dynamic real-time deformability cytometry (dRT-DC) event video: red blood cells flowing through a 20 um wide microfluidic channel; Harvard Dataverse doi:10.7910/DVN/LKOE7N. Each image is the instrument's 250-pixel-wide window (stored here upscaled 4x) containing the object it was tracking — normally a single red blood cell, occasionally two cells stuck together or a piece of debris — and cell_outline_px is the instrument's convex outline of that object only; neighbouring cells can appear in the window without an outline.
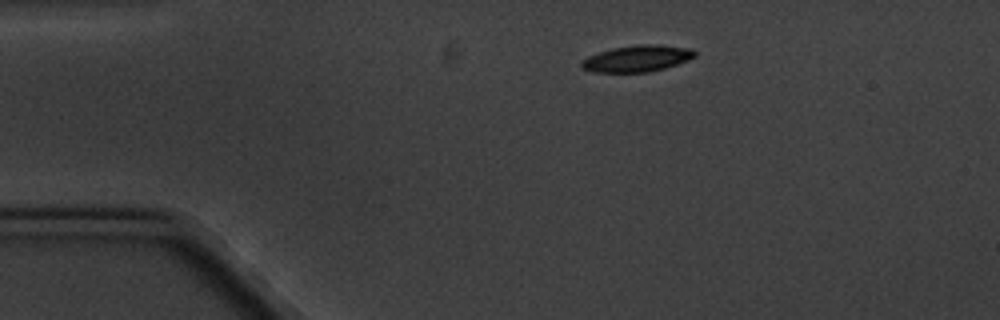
{"species": "common noctule bat (a hibernating species)", "species_latin": "Nyctalus noctula", "temperature_condition": "cold", "stored_images_in_passage": 4, "camera_frame_rate_fps": 3000, "um_per_image_px": 0.085, "animal": {"sex": "male", "body_mass_g": 20.1, "forearm_length_mm": 53.5}, "frame": {"image": 1, "passage_image": 1, "time_ms": 0.0, "image_size_px": [1000, 320], "cell_outline_px": [[696, 56], [688, 60], [664, 68], [648, 72], [592, 72], [580, 68], [580, 60], [588, 56], [612, 48], [640, 44], [656, 44], [692, 48], [696, 52]], "centroid_in_image_um": [54.13, 4.97], "position_along_channel_um": 30.9, "area_um2": 17.57}}
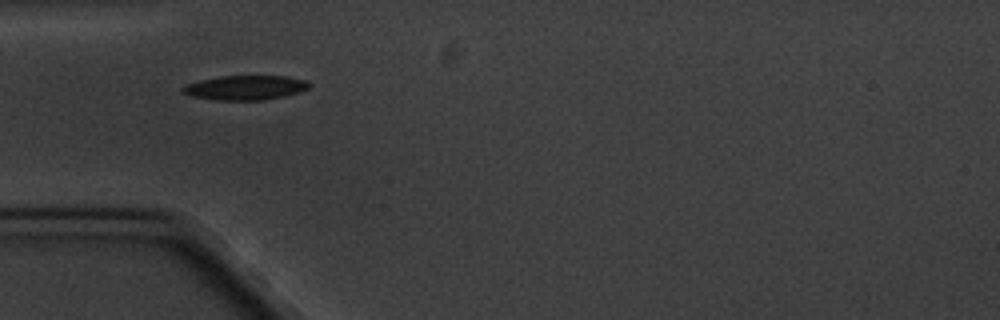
{"frame": {"image": 2, "passage_image": 3, "time_ms": 2.333, "image_size_px": [1000, 320], "cell_outline_px": [[308, 88], [284, 96], [264, 100], [216, 100], [188, 96], [180, 92], [180, 88], [184, 84], [220, 76], [288, 76], [308, 80]], "centroid_in_image_um": [20.77, 7.45], "position_along_channel_um": 64.2, "area_um2": 18.15}}